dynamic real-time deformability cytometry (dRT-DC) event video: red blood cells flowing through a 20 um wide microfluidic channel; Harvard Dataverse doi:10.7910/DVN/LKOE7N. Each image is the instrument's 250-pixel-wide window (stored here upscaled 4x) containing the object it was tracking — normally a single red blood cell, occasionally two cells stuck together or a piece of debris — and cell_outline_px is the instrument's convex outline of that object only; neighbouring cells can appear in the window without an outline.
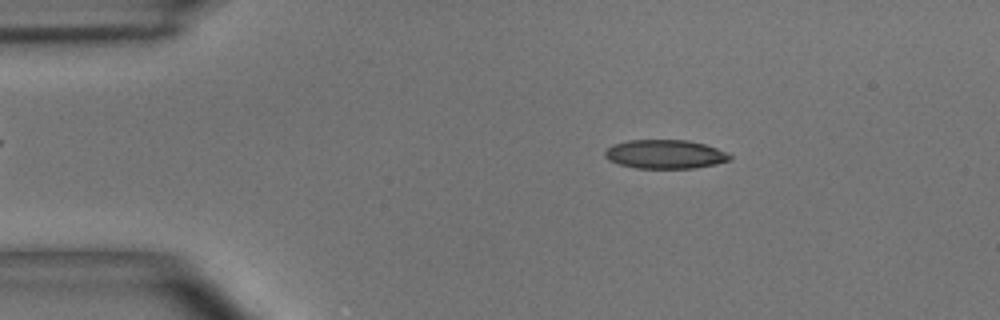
{"species": "common noctule bat (a hibernating species)", "species_latin": "Nyctalus noctula", "temperature_condition": "room temperature", "stored_images_in_passage": 47, "camera_frame_rate_fps": 3000, "um_per_image_px": 0.085, "animal": {"sex": "male", "body_mass_g": 15.6}, "frame": {"image": 1, "passage_image": 2, "time_ms": 0.333, "image_size_px": [1000, 320], "cell_outline_px": [[732, 160], [716, 164], [696, 168], [636, 168], [620, 164], [608, 160], [604, 156], [604, 152], [612, 144], [628, 140], [688, 140], [704, 144], [728, 152], [732, 156]], "centroid_in_image_um": [56.55, 13.11], "position_along_channel_um": 28.4, "area_um2": 21.15}}
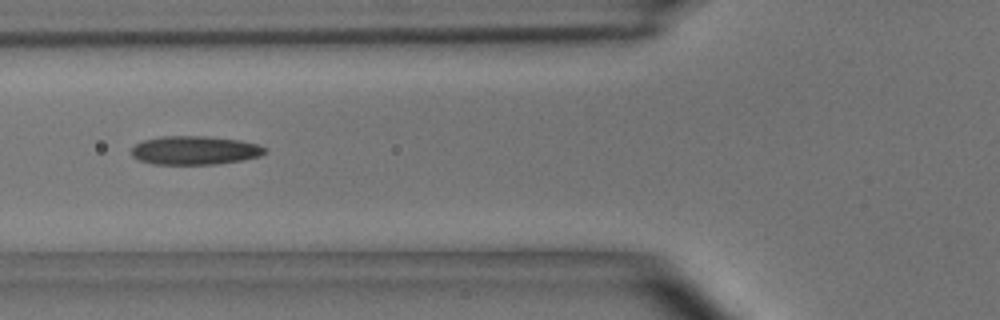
{"frame": {"image": 2, "passage_image": 13, "time_ms": 4.0, "image_size_px": [1000, 320], "cell_outline_px": [[268, 152], [260, 156], [240, 160], [216, 164], [152, 164], [140, 160], [132, 156], [132, 148], [136, 144], [144, 140], [164, 136], [204, 136], [240, 140], [256, 144], [268, 148]], "centroid_in_image_um": [16.58, 12.78], "position_along_channel_um": 109.2, "area_um2": 22.2}}
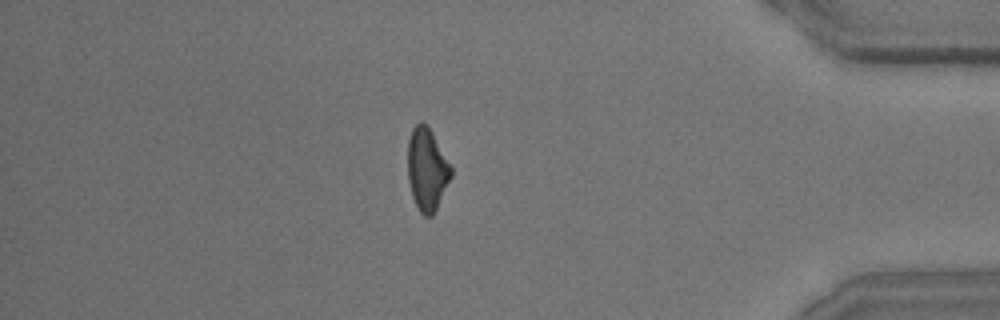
{"frame": {"image": 3, "passage_image": 40, "time_ms": 13.0, "image_size_px": [1000, 320], "cell_outline_px": [[452, 176], [432, 216], [424, 216], [420, 212], [412, 196], [408, 180], [408, 140], [412, 128], [420, 120], [428, 124], [452, 168]], "centroid_in_image_um": [36.28, 14.35], "position_along_channel_um": 398.9, "area_um2": 20.81}, "authors_computed_cell_mechanics": {"area_um2": 21.386, "velocity_mm_per_s": 3.6259, "shape_relaxation_time_tau1_ms": 3.6825, "shape_relaxation_time_tau2_ms": 3.577, "deformation_change_tau1": 0.1511, "deformation_change_tau2": 0.1368}}